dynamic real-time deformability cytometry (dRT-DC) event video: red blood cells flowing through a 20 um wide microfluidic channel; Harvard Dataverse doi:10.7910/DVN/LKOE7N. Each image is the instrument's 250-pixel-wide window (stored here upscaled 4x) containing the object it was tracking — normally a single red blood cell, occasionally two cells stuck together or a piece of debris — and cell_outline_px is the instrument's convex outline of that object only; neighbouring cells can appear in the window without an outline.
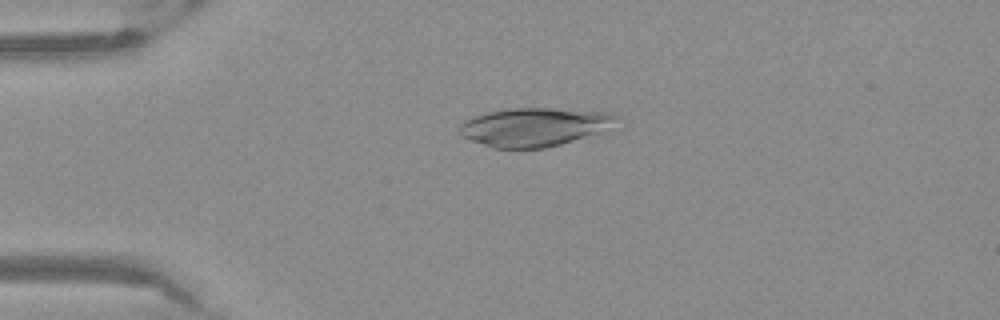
{"species": "Egyptian fruit bat (a non-hibernating species)", "species_latin": "Rousettus aegyptiacus", "temperature_condition": "warm", "stored_images_in_passage": 42, "camera_frame_rate_fps": 3000, "um_per_image_px": 0.085, "frame": {"image": 1, "passage_image": 2, "time_ms": 0.333, "image_size_px": [1000, 320], "cell_outline_px": [[620, 128], [560, 144], [544, 148], [492, 148], [460, 136], [460, 124], [464, 120], [488, 112], [508, 108], [552, 108], [612, 112], [620, 116]], "centroid_in_image_um": [45.58, 10.79], "position_along_channel_um": 39.4, "area_um2": 36.13}}
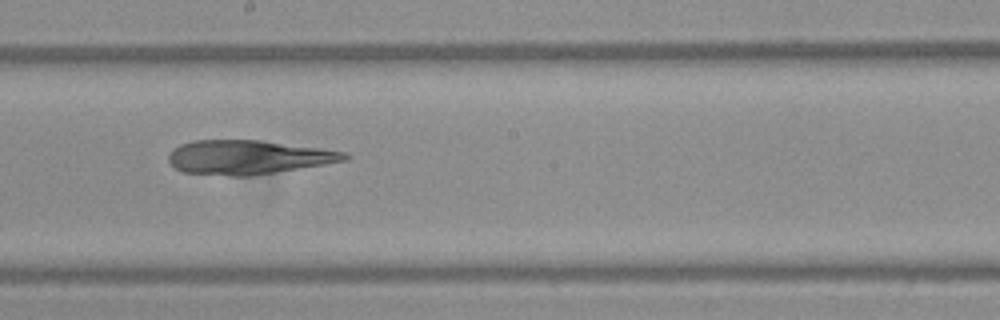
{"frame": {"image": 2, "passage_image": 19, "time_ms": 6.0, "image_size_px": [1000, 320], "cell_outline_px": [[352, 156], [348, 160], [252, 176], [228, 176], [184, 172], [176, 168], [168, 160], [168, 156], [180, 144], [192, 140], [264, 140], [348, 152]], "centroid_in_image_um": [21.14, 13.36], "position_along_channel_um": 227.1, "area_um2": 35.03}}
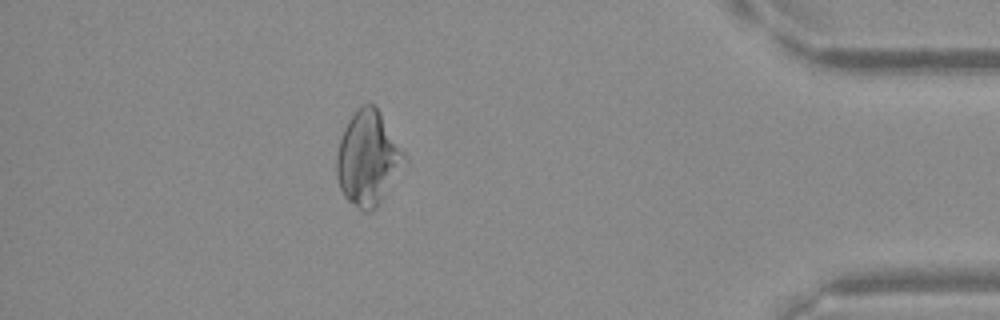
{"frame": {"image": 3, "passage_image": 36, "time_ms": 11.667, "image_size_px": [1000, 320], "cell_outline_px": [[408, 164], [372, 212], [364, 212], [348, 200], [344, 196], [340, 188], [336, 176], [336, 156], [340, 140], [344, 128], [348, 120], [360, 104], [372, 104], [380, 112], [408, 156]], "centroid_in_image_um": [31.31, 13.46], "position_along_channel_um": 403.9, "area_um2": 37.69}}